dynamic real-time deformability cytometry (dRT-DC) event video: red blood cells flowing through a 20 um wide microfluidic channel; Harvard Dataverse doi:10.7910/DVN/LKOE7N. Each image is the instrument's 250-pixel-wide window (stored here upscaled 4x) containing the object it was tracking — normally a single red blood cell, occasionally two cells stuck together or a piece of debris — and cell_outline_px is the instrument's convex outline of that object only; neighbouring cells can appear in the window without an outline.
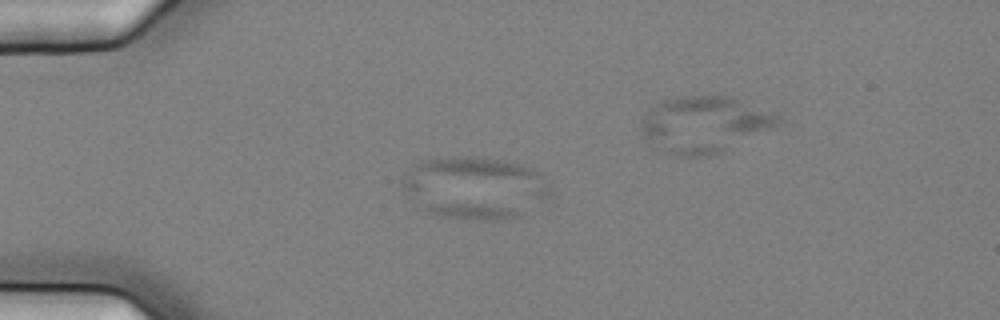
{"species": "common noctule bat (a hibernating species)", "species_latin": "Nyctalus noctula", "temperature_condition": "cold", "stored_images_in_passage": 5, "camera_frame_rate_fps": 3000, "um_per_image_px": 0.085, "animal": {"sex": "female", "body_mass_g": 25.1}, "frame": {"image": 1, "passage_image": 4, "time_ms": 1.0, "image_size_px": [1000, 320], "cell_outline_px": [[552, 196], [520, 216], [512, 220], [484, 220], [440, 216], [412, 208], [404, 196], [400, 188], [400, 180], [420, 160], [448, 156], [476, 156], [504, 160], [520, 164], [532, 168], [540, 172], [548, 184], [552, 192]], "centroid_in_image_um": [40.3, 15.97], "position_along_channel_um": 44.7, "area_um2": 55.43}}